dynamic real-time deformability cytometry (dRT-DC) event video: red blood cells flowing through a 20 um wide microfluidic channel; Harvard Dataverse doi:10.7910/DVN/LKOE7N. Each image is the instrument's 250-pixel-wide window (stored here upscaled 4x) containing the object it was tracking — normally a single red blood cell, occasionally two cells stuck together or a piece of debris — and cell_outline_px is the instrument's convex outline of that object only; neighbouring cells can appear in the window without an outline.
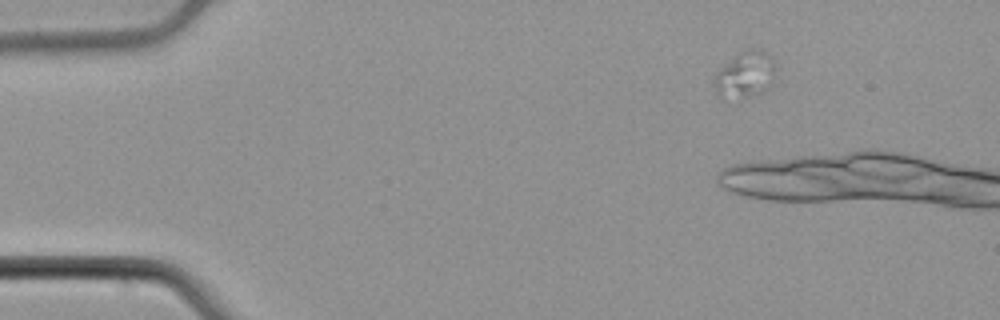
{"species": "common noctule bat (a hibernating species)", "species_latin": "Nyctalus noctula", "temperature_condition": "cold", "stored_images_in_passage": 3, "camera_frame_rate_fps": 3000, "um_per_image_px": 0.085, "animal": {"sex": "male", "body_mass_g": 21.5, "forearm_length_mm": 52.0}, "frame": {"image": 1, "passage_image": 3, "time_ms": 0.667, "image_size_px": [1000, 320], "cell_outline_px": [[776, 68], [772, 80], [768, 88], [764, 92], [748, 96], [720, 96], [716, 92], [716, 72], [720, 68], [740, 52], [748, 48], [760, 48], [776, 64]], "centroid_in_image_um": [63.39, 6.3], "position_along_channel_um": 21.6, "area_um2": 15.95}}